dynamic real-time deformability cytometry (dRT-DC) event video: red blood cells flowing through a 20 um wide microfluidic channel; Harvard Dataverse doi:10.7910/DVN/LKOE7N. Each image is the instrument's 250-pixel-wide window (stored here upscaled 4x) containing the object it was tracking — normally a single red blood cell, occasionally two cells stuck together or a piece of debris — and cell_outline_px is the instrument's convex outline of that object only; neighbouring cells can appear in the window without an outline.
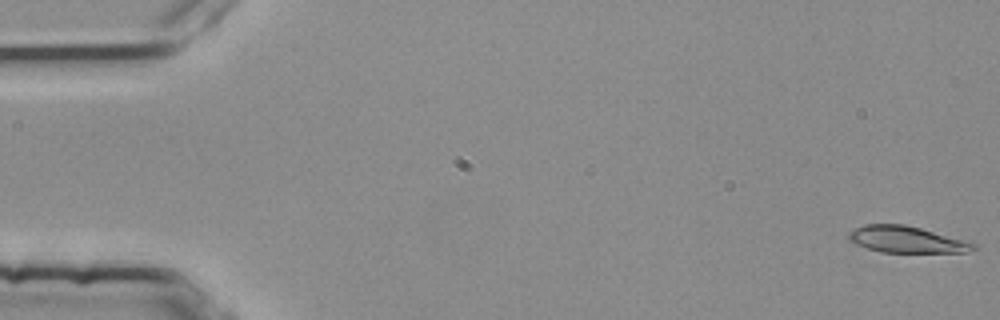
{"species": "common noctule bat (a hibernating species)", "species_latin": "Nyctalus noctula", "temperature_condition": "room temperature", "stored_images_in_passage": 7, "camera_frame_rate_fps": 3000, "um_per_image_px": 0.085, "animal": {"sex": "female", "body_mass_g": 25.1}, "frame": {"image": 1, "passage_image": 1, "time_ms": 0.0, "image_size_px": [1000, 320], "cell_outline_px": [[976, 248], [964, 252], [880, 252], [856, 244], [848, 240], [848, 232], [864, 224], [904, 224], [972, 240], [976, 244]], "centroid_in_image_um": [77.11, 20.35], "position_along_channel_um": 7.9, "area_um2": 19.54}}